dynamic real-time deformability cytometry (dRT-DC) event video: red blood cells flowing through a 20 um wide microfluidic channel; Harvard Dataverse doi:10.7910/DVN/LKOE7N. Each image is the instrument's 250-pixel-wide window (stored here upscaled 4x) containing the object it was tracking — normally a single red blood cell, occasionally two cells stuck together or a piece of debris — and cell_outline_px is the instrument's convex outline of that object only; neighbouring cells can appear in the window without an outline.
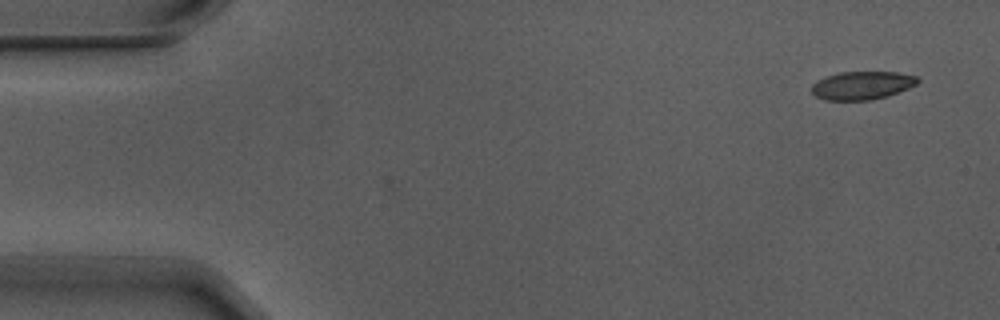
{"species": "Egyptian fruit bat (a non-hibernating species)", "species_latin": "Rousettus aegyptiacus", "temperature_condition": "warm", "stored_images_in_passage": 4, "camera_frame_rate_fps": 3000, "um_per_image_px": 0.085, "animal": {"sex": "male"}, "frame": {"image": 1, "passage_image": 4, "time_ms": 1.0, "image_size_px": [1000, 320], "cell_outline_px": [[920, 80], [916, 84], [908, 88], [888, 96], [872, 100], [824, 100], [816, 96], [812, 92], [812, 84], [816, 80], [840, 72], [896, 72], [916, 76]], "centroid_in_image_um": [73.27, 7.26], "position_along_channel_um": 11.7, "area_um2": 17.4}}